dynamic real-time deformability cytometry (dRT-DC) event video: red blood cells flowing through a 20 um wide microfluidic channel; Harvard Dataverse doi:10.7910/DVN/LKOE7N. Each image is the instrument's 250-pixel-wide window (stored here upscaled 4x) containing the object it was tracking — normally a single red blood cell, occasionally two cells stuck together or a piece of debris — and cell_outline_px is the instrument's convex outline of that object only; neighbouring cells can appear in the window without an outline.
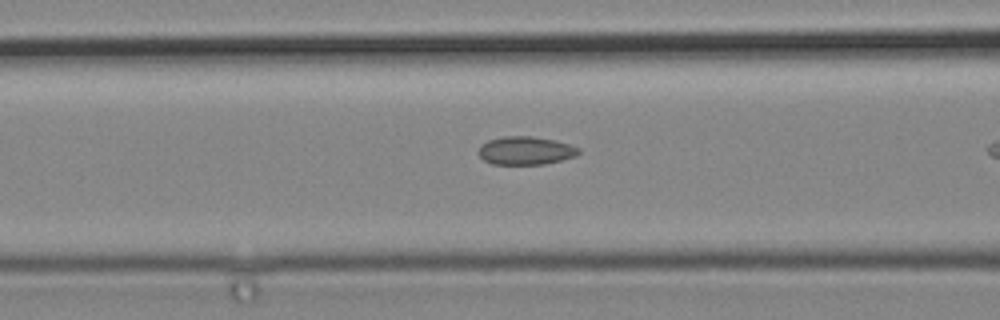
{"species": "common noctule bat (a hibernating species)", "species_latin": "Nyctalus noctula", "temperature_condition": "cold", "stored_images_in_passage": 5, "camera_frame_rate_fps": 3000, "um_per_image_px": 0.085, "animal": {"sex": "male", "body_mass_g": 19.2, "forearm_length_mm": 51.8}, "frame": {"image": 1, "passage_image": 4, "time_ms": 1.0, "image_size_px": [1000, 320], "cell_outline_px": [[580, 152], [576, 156], [544, 164], [492, 164], [484, 160], [476, 152], [480, 144], [488, 140], [504, 136], [532, 136], [556, 140], [580, 148]], "centroid_in_image_um": [44.64, 12.79], "position_along_channel_um": 122.0, "area_um2": 16.59}}